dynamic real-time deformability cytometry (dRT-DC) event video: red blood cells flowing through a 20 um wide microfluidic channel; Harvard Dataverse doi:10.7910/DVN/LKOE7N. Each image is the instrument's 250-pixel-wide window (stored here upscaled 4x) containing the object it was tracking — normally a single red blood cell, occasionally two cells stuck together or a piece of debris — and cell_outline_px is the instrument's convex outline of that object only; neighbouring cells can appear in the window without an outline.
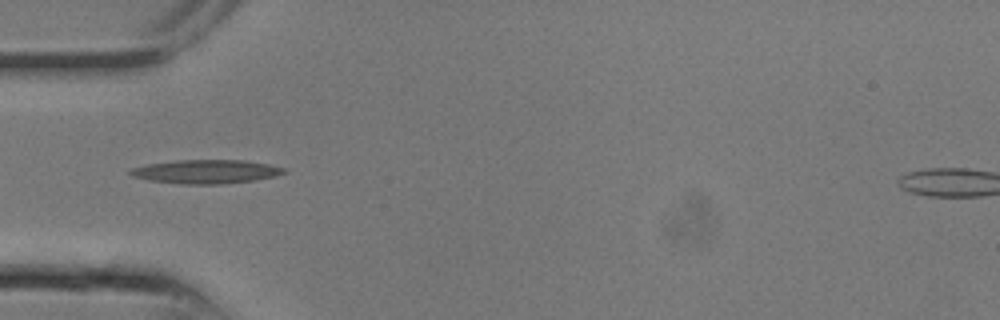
{"species": "common noctule bat (a hibernating species)", "species_latin": "Nyctalus noctula", "temperature_condition": "room temperature", "stored_images_in_passage": 4, "camera_frame_rate_fps": 3000, "um_per_image_px": 0.085, "animal": {"sex": "male", "body_mass_g": 13.3}, "frame": {"image": 1, "passage_image": 3, "time_ms": 0.667, "image_size_px": [1000, 320], "cell_outline_px": [[288, 172], [276, 176], [256, 180], [220, 184], [184, 184], [148, 180], [132, 176], [128, 172], [132, 168], [148, 164], [176, 160], [244, 160], [268, 164], [288, 168]], "centroid_in_image_um": [17.57, 14.58], "position_along_channel_um": 67.4, "area_um2": 21.39}}